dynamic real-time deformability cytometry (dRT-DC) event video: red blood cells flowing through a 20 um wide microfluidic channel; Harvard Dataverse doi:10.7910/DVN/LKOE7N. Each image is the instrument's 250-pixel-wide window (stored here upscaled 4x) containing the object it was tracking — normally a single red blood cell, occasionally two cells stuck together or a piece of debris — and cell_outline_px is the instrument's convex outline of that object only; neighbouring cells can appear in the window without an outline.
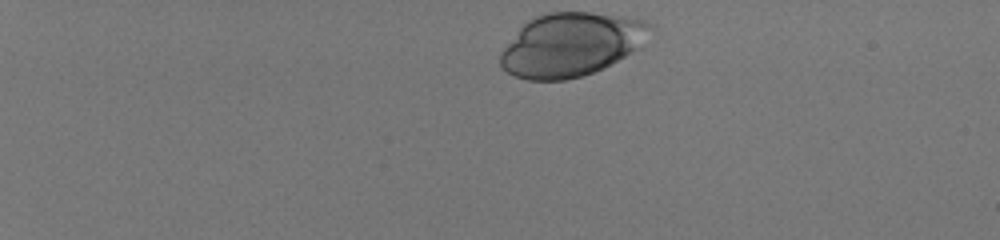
{"species": "human", "species_latin": "Homo sapiens", "temperature_condition": "room temperature", "stored_images_in_passage": 42, "camera_frame_rate_fps": 3000, "um_per_image_px": 0.085, "donor": {"sex": "male"}, "frame": {"image": 1, "passage_image": 1, "time_ms": 0.0, "image_size_px": [1000, 240], "cell_outline_px": [[656, 28], [640, 48], [604, 68], [580, 76], [564, 80], [528, 80], [516, 76], [508, 72], [500, 64], [500, 52], [520, 28], [528, 20], [536, 16], [548, 12], [588, 12], [624, 16], [644, 20], [652, 24]], "centroid_in_image_um": [48.6, 3.77], "position_along_channel_um": 36.4, "area_um2": 55.6}}
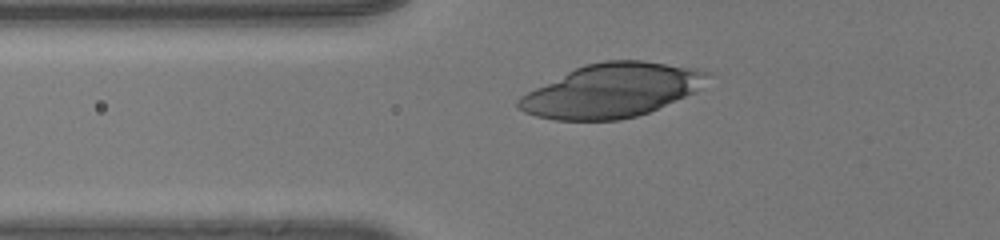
{"frame": {"image": 2, "passage_image": 12, "time_ms": 3.667, "image_size_px": [1000, 240], "cell_outline_px": [[712, 72], [700, 88], [684, 96], [648, 112], [636, 116], [620, 120], [556, 120], [536, 116], [524, 112], [516, 108], [516, 100], [520, 96], [584, 64], [604, 60], [644, 60], [696, 68]], "centroid_in_image_um": [51.99, 7.69], "position_along_channel_um": 73.8, "area_um2": 58.67}}